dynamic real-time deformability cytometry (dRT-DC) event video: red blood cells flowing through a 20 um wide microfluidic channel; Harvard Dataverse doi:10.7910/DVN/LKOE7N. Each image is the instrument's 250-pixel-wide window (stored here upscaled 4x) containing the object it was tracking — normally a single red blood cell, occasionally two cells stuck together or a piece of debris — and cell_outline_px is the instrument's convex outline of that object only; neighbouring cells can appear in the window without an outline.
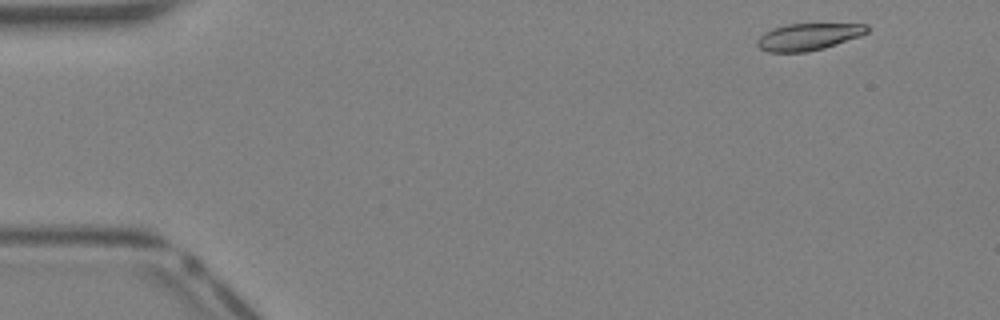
{"species": "Egyptian fruit bat (a non-hibernating species)", "species_latin": "Rousettus aegyptiacus", "temperature_condition": "warm", "stored_images_in_passage": 37, "camera_frame_rate_fps": 3000, "um_per_image_px": 0.085, "animal": {"sex": "female"}, "frame": {"image": 1, "passage_image": 1, "time_ms": 0.0, "image_size_px": [1000, 320], "cell_outline_px": [[868, 32], [860, 36], [824, 48], [804, 52], [768, 52], [760, 48], [756, 44], [756, 40], [764, 32], [788, 24], [868, 24]], "centroid_in_image_um": [68.7, 3.13], "position_along_channel_um": 16.3, "area_um2": 17.05}}
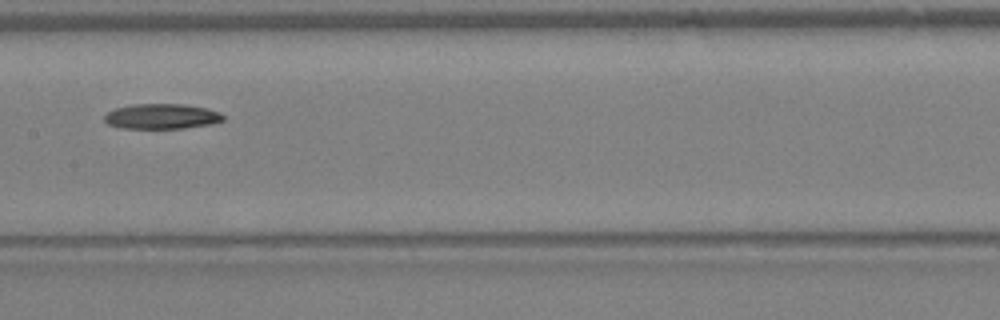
{"frame": {"image": 2, "passage_image": 18, "time_ms": 5.667, "image_size_px": [1000, 320], "cell_outline_px": [[224, 120], [212, 124], [184, 128], [120, 128], [108, 124], [104, 120], [104, 116], [108, 112], [116, 108], [132, 104], [184, 104], [208, 108], [220, 112], [224, 116]], "centroid_in_image_um": [13.77, 9.89], "position_along_channel_um": 193.6, "area_um2": 17.51}}
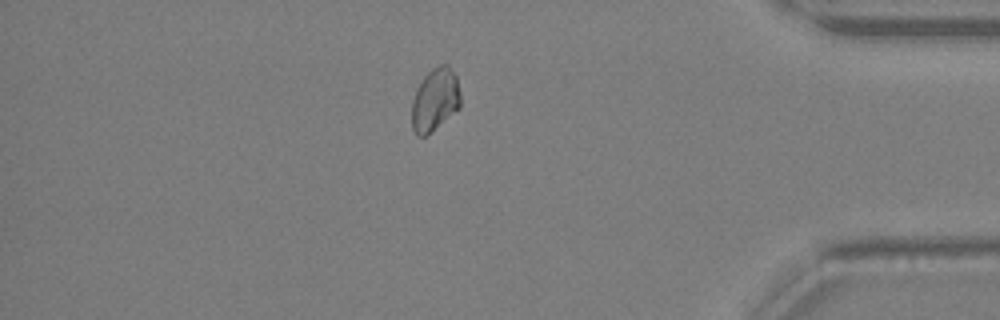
{"frame": {"image": 3, "passage_image": 32, "time_ms": 10.333, "image_size_px": [1000, 320], "cell_outline_px": [[460, 108], [424, 136], [416, 136], [412, 128], [412, 100], [416, 88], [424, 76], [432, 68], [440, 64], [448, 64], [456, 76], [460, 96]], "centroid_in_image_um": [36.96, 8.45], "position_along_channel_um": 398.2, "area_um2": 17.74}}